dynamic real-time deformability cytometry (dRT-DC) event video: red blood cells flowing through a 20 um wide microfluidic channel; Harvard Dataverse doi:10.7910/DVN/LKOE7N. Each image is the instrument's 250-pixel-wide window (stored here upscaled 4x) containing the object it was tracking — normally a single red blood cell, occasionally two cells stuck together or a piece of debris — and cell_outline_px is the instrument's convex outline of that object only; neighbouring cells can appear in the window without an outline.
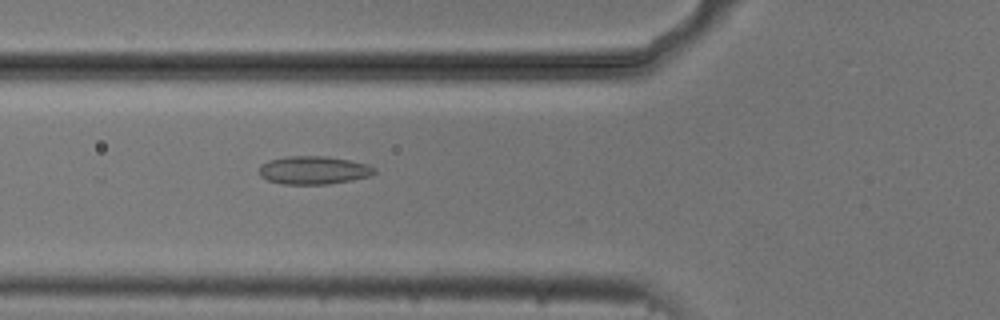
{"species": "common noctule bat (a hibernating species)", "species_latin": "Nyctalus noctula", "temperature_condition": "cold", "stored_images_in_passage": 27, "camera_frame_rate_fps": 3000, "um_per_image_px": 0.085, "animal": {"sex": "male", "body_mass_g": 20.5, "forearm_length_mm": 52.5}, "frame": {"image": 1, "passage_image": 3, "time_ms": 0.667, "image_size_px": [1000, 320], "cell_outline_px": [[376, 172], [372, 176], [352, 180], [328, 184], [284, 184], [268, 180], [260, 176], [260, 164], [268, 160], [288, 156], [328, 156], [368, 164], [376, 168]], "centroid_in_image_um": [26.68, 14.46], "position_along_channel_um": 99.1, "area_um2": 19.02}}
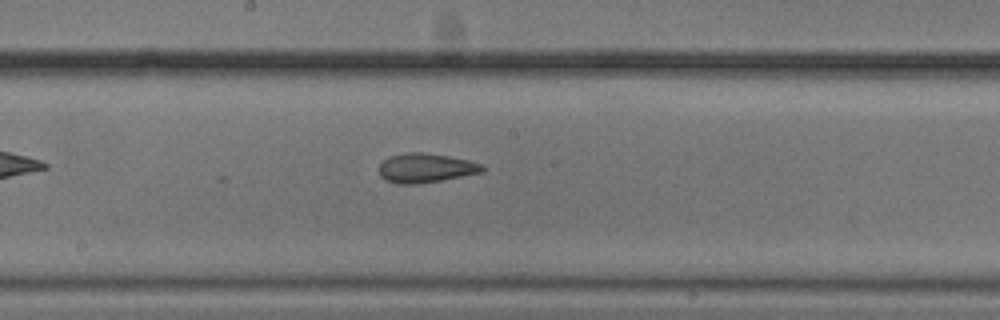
{"frame": {"image": 2, "passage_image": 12, "time_ms": 3.667, "image_size_px": [1000, 320], "cell_outline_px": [[484, 172], [420, 184], [396, 184], [380, 176], [380, 164], [388, 156], [408, 152], [420, 152], [448, 156], [468, 160], [484, 164]], "centroid_in_image_um": [36.2, 14.28], "position_along_channel_um": 212.0, "area_um2": 17.63}}
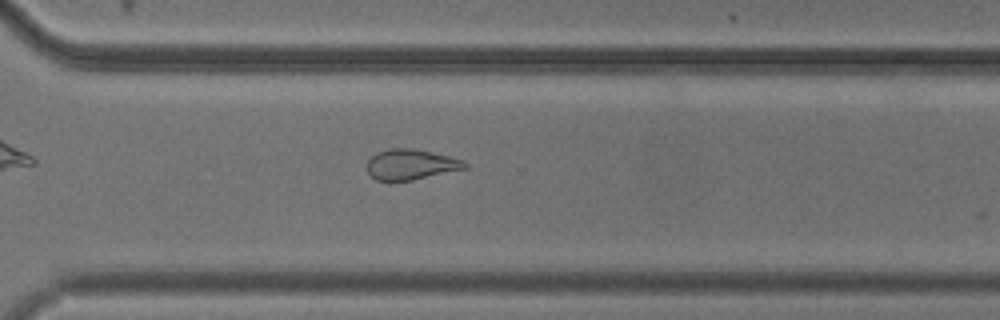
{"frame": {"image": 3, "passage_image": 22, "time_ms": 7.0, "image_size_px": [1000, 320], "cell_outline_px": [[468, 168], [412, 180], [376, 180], [368, 172], [368, 160], [376, 152], [388, 148], [412, 148], [432, 152], [464, 160], [468, 164]], "centroid_in_image_um": [34.94, 13.97], "position_along_channel_um": 335.7, "area_um2": 17.28}}